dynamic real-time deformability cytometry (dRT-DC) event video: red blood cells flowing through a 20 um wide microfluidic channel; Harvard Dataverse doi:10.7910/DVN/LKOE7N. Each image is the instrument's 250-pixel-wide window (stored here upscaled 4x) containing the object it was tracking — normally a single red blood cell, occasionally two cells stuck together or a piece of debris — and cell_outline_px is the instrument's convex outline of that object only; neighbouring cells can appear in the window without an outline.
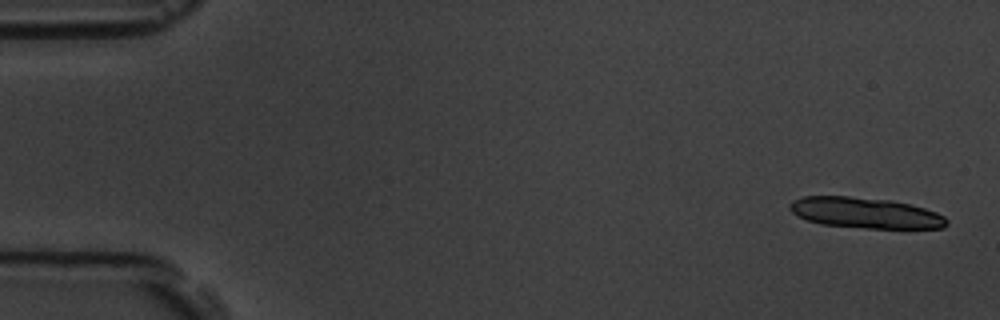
{"species": "common noctule bat (a hibernating species)", "species_latin": "Nyctalus noctula", "temperature_condition": "room temperature", "stored_images_in_passage": 6, "segment_of_instrument_passage": [1, 2], "camera_frame_rate_fps": 3000, "um_per_image_px": 0.085, "animal": {"sex": "male", "body_mass_g": 19.5, "forearm_length_mm": 54.6}, "frame": {"image": 1, "passage_image": 1, "time_ms": 0.0, "image_size_px": [1000, 320], "cell_outline_px": [[948, 224], [944, 228], [864, 228], [820, 224], [796, 216], [788, 208], [788, 204], [792, 200], [804, 196], [848, 196], [892, 200], [912, 204], [936, 212], [944, 216], [948, 220]], "centroid_in_image_um": [73.54, 18.09], "position_along_channel_um": 11.5, "area_um2": 28.38}}